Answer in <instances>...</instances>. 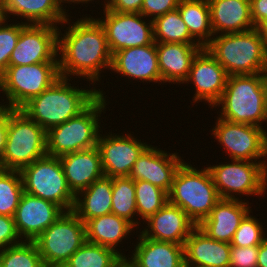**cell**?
Listing matches in <instances>:
<instances>
[{
    "mask_svg": "<svg viewBox=\"0 0 267 267\" xmlns=\"http://www.w3.org/2000/svg\"><path fill=\"white\" fill-rule=\"evenodd\" d=\"M69 16L62 23L63 27L69 23L63 34L62 25L58 27L60 76L68 79L78 76L95 85L104 77L103 70H110L112 62L104 28L91 15H82L76 22H70L73 16L70 19Z\"/></svg>",
    "mask_w": 267,
    "mask_h": 267,
    "instance_id": "1",
    "label": "cell"
},
{
    "mask_svg": "<svg viewBox=\"0 0 267 267\" xmlns=\"http://www.w3.org/2000/svg\"><path fill=\"white\" fill-rule=\"evenodd\" d=\"M112 178L103 176L75 196L72 211L84 222L112 213Z\"/></svg>",
    "mask_w": 267,
    "mask_h": 267,
    "instance_id": "29",
    "label": "cell"
},
{
    "mask_svg": "<svg viewBox=\"0 0 267 267\" xmlns=\"http://www.w3.org/2000/svg\"><path fill=\"white\" fill-rule=\"evenodd\" d=\"M112 213L129 221L136 229L141 225L138 220L135 199V181L130 177L112 178ZM136 218V219H135ZM140 223V224H139Z\"/></svg>",
    "mask_w": 267,
    "mask_h": 267,
    "instance_id": "31",
    "label": "cell"
},
{
    "mask_svg": "<svg viewBox=\"0 0 267 267\" xmlns=\"http://www.w3.org/2000/svg\"><path fill=\"white\" fill-rule=\"evenodd\" d=\"M156 43L158 67L164 83L183 84L194 57L203 48L200 44Z\"/></svg>",
    "mask_w": 267,
    "mask_h": 267,
    "instance_id": "24",
    "label": "cell"
},
{
    "mask_svg": "<svg viewBox=\"0 0 267 267\" xmlns=\"http://www.w3.org/2000/svg\"><path fill=\"white\" fill-rule=\"evenodd\" d=\"M182 158L177 152L169 153L150 144L134 163L129 177L150 182L169 193L174 175L184 162Z\"/></svg>",
    "mask_w": 267,
    "mask_h": 267,
    "instance_id": "17",
    "label": "cell"
},
{
    "mask_svg": "<svg viewBox=\"0 0 267 267\" xmlns=\"http://www.w3.org/2000/svg\"><path fill=\"white\" fill-rule=\"evenodd\" d=\"M64 212L55 203L23 192L14 215L22 240L33 241Z\"/></svg>",
    "mask_w": 267,
    "mask_h": 267,
    "instance_id": "18",
    "label": "cell"
},
{
    "mask_svg": "<svg viewBox=\"0 0 267 267\" xmlns=\"http://www.w3.org/2000/svg\"><path fill=\"white\" fill-rule=\"evenodd\" d=\"M33 241L45 267H63L85 243V223L72 210L64 211Z\"/></svg>",
    "mask_w": 267,
    "mask_h": 267,
    "instance_id": "11",
    "label": "cell"
},
{
    "mask_svg": "<svg viewBox=\"0 0 267 267\" xmlns=\"http://www.w3.org/2000/svg\"><path fill=\"white\" fill-rule=\"evenodd\" d=\"M7 19L4 0H0V26L5 24Z\"/></svg>",
    "mask_w": 267,
    "mask_h": 267,
    "instance_id": "48",
    "label": "cell"
},
{
    "mask_svg": "<svg viewBox=\"0 0 267 267\" xmlns=\"http://www.w3.org/2000/svg\"><path fill=\"white\" fill-rule=\"evenodd\" d=\"M217 107H221V119L266 129L262 126L267 122L265 73L228 76L224 92L213 106Z\"/></svg>",
    "mask_w": 267,
    "mask_h": 267,
    "instance_id": "3",
    "label": "cell"
},
{
    "mask_svg": "<svg viewBox=\"0 0 267 267\" xmlns=\"http://www.w3.org/2000/svg\"><path fill=\"white\" fill-rule=\"evenodd\" d=\"M111 72L122 74L128 80L162 84L158 67L156 43L140 47H130L112 54Z\"/></svg>",
    "mask_w": 267,
    "mask_h": 267,
    "instance_id": "19",
    "label": "cell"
},
{
    "mask_svg": "<svg viewBox=\"0 0 267 267\" xmlns=\"http://www.w3.org/2000/svg\"><path fill=\"white\" fill-rule=\"evenodd\" d=\"M257 267H267V236L259 245Z\"/></svg>",
    "mask_w": 267,
    "mask_h": 267,
    "instance_id": "45",
    "label": "cell"
},
{
    "mask_svg": "<svg viewBox=\"0 0 267 267\" xmlns=\"http://www.w3.org/2000/svg\"><path fill=\"white\" fill-rule=\"evenodd\" d=\"M180 0H143L140 14L150 20L178 8ZM151 17V18H150Z\"/></svg>",
    "mask_w": 267,
    "mask_h": 267,
    "instance_id": "40",
    "label": "cell"
},
{
    "mask_svg": "<svg viewBox=\"0 0 267 267\" xmlns=\"http://www.w3.org/2000/svg\"><path fill=\"white\" fill-rule=\"evenodd\" d=\"M22 241L16 229L14 217L0 215V251Z\"/></svg>",
    "mask_w": 267,
    "mask_h": 267,
    "instance_id": "41",
    "label": "cell"
},
{
    "mask_svg": "<svg viewBox=\"0 0 267 267\" xmlns=\"http://www.w3.org/2000/svg\"><path fill=\"white\" fill-rule=\"evenodd\" d=\"M8 20L11 16L24 20L25 24L58 26L69 15L63 12L57 0H4ZM21 17V18H20Z\"/></svg>",
    "mask_w": 267,
    "mask_h": 267,
    "instance_id": "28",
    "label": "cell"
},
{
    "mask_svg": "<svg viewBox=\"0 0 267 267\" xmlns=\"http://www.w3.org/2000/svg\"><path fill=\"white\" fill-rule=\"evenodd\" d=\"M227 77L224 68L206 47H203L194 57L188 77L183 82L185 85H194L192 105L204 102L212 109L224 92Z\"/></svg>",
    "mask_w": 267,
    "mask_h": 267,
    "instance_id": "16",
    "label": "cell"
},
{
    "mask_svg": "<svg viewBox=\"0 0 267 267\" xmlns=\"http://www.w3.org/2000/svg\"><path fill=\"white\" fill-rule=\"evenodd\" d=\"M178 10L190 35L206 47L214 36L211 27L210 7L207 0H180Z\"/></svg>",
    "mask_w": 267,
    "mask_h": 267,
    "instance_id": "30",
    "label": "cell"
},
{
    "mask_svg": "<svg viewBox=\"0 0 267 267\" xmlns=\"http://www.w3.org/2000/svg\"><path fill=\"white\" fill-rule=\"evenodd\" d=\"M152 22L154 42L199 44L190 35L178 8L155 18Z\"/></svg>",
    "mask_w": 267,
    "mask_h": 267,
    "instance_id": "32",
    "label": "cell"
},
{
    "mask_svg": "<svg viewBox=\"0 0 267 267\" xmlns=\"http://www.w3.org/2000/svg\"><path fill=\"white\" fill-rule=\"evenodd\" d=\"M211 135L230 160L267 162V130L256 125L234 123L217 116ZM262 158V159H261Z\"/></svg>",
    "mask_w": 267,
    "mask_h": 267,
    "instance_id": "12",
    "label": "cell"
},
{
    "mask_svg": "<svg viewBox=\"0 0 267 267\" xmlns=\"http://www.w3.org/2000/svg\"><path fill=\"white\" fill-rule=\"evenodd\" d=\"M259 245L231 246L229 267H257Z\"/></svg>",
    "mask_w": 267,
    "mask_h": 267,
    "instance_id": "39",
    "label": "cell"
},
{
    "mask_svg": "<svg viewBox=\"0 0 267 267\" xmlns=\"http://www.w3.org/2000/svg\"><path fill=\"white\" fill-rule=\"evenodd\" d=\"M206 49L228 76L267 72V47L255 28L213 36Z\"/></svg>",
    "mask_w": 267,
    "mask_h": 267,
    "instance_id": "4",
    "label": "cell"
},
{
    "mask_svg": "<svg viewBox=\"0 0 267 267\" xmlns=\"http://www.w3.org/2000/svg\"><path fill=\"white\" fill-rule=\"evenodd\" d=\"M24 192L51 201L71 211L75 195L71 192L59 157L45 156L20 170Z\"/></svg>",
    "mask_w": 267,
    "mask_h": 267,
    "instance_id": "10",
    "label": "cell"
},
{
    "mask_svg": "<svg viewBox=\"0 0 267 267\" xmlns=\"http://www.w3.org/2000/svg\"><path fill=\"white\" fill-rule=\"evenodd\" d=\"M137 241L134 250L130 251L132 255L128 254L126 258L134 267H184V245L155 241L140 233Z\"/></svg>",
    "mask_w": 267,
    "mask_h": 267,
    "instance_id": "23",
    "label": "cell"
},
{
    "mask_svg": "<svg viewBox=\"0 0 267 267\" xmlns=\"http://www.w3.org/2000/svg\"><path fill=\"white\" fill-rule=\"evenodd\" d=\"M23 192L20 171L0 169V215L14 217Z\"/></svg>",
    "mask_w": 267,
    "mask_h": 267,
    "instance_id": "35",
    "label": "cell"
},
{
    "mask_svg": "<svg viewBox=\"0 0 267 267\" xmlns=\"http://www.w3.org/2000/svg\"><path fill=\"white\" fill-rule=\"evenodd\" d=\"M214 36L254 29L250 0H207Z\"/></svg>",
    "mask_w": 267,
    "mask_h": 267,
    "instance_id": "26",
    "label": "cell"
},
{
    "mask_svg": "<svg viewBox=\"0 0 267 267\" xmlns=\"http://www.w3.org/2000/svg\"><path fill=\"white\" fill-rule=\"evenodd\" d=\"M220 163L207 165L220 198L242 200L241 195L262 197L266 194L267 162L231 159V162Z\"/></svg>",
    "mask_w": 267,
    "mask_h": 267,
    "instance_id": "9",
    "label": "cell"
},
{
    "mask_svg": "<svg viewBox=\"0 0 267 267\" xmlns=\"http://www.w3.org/2000/svg\"><path fill=\"white\" fill-rule=\"evenodd\" d=\"M135 230L137 233V229L129 221L113 213L95 217L85 223L87 242L111 248L123 259H126L127 255L121 253L122 250L118 246L128 236L130 238L131 233Z\"/></svg>",
    "mask_w": 267,
    "mask_h": 267,
    "instance_id": "27",
    "label": "cell"
},
{
    "mask_svg": "<svg viewBox=\"0 0 267 267\" xmlns=\"http://www.w3.org/2000/svg\"><path fill=\"white\" fill-rule=\"evenodd\" d=\"M104 3V4H102ZM104 9L123 13H140L143 0H105Z\"/></svg>",
    "mask_w": 267,
    "mask_h": 267,
    "instance_id": "42",
    "label": "cell"
},
{
    "mask_svg": "<svg viewBox=\"0 0 267 267\" xmlns=\"http://www.w3.org/2000/svg\"><path fill=\"white\" fill-rule=\"evenodd\" d=\"M0 267H45L34 241H25L0 251Z\"/></svg>",
    "mask_w": 267,
    "mask_h": 267,
    "instance_id": "36",
    "label": "cell"
},
{
    "mask_svg": "<svg viewBox=\"0 0 267 267\" xmlns=\"http://www.w3.org/2000/svg\"><path fill=\"white\" fill-rule=\"evenodd\" d=\"M47 132L20 109L8 108V127L0 169L18 170L47 154Z\"/></svg>",
    "mask_w": 267,
    "mask_h": 267,
    "instance_id": "7",
    "label": "cell"
},
{
    "mask_svg": "<svg viewBox=\"0 0 267 267\" xmlns=\"http://www.w3.org/2000/svg\"><path fill=\"white\" fill-rule=\"evenodd\" d=\"M5 23L0 26V75L9 66V60L14 51L20 32L26 25L24 22Z\"/></svg>",
    "mask_w": 267,
    "mask_h": 267,
    "instance_id": "38",
    "label": "cell"
},
{
    "mask_svg": "<svg viewBox=\"0 0 267 267\" xmlns=\"http://www.w3.org/2000/svg\"><path fill=\"white\" fill-rule=\"evenodd\" d=\"M68 78L60 77L40 95L31 98L20 110L46 132L70 118L78 116L98 96V89L73 86ZM72 85V86H71Z\"/></svg>",
    "mask_w": 267,
    "mask_h": 267,
    "instance_id": "2",
    "label": "cell"
},
{
    "mask_svg": "<svg viewBox=\"0 0 267 267\" xmlns=\"http://www.w3.org/2000/svg\"><path fill=\"white\" fill-rule=\"evenodd\" d=\"M60 77L59 63L8 66L0 75V91L6 97L2 102L7 101L0 102V107L20 109Z\"/></svg>",
    "mask_w": 267,
    "mask_h": 267,
    "instance_id": "8",
    "label": "cell"
},
{
    "mask_svg": "<svg viewBox=\"0 0 267 267\" xmlns=\"http://www.w3.org/2000/svg\"><path fill=\"white\" fill-rule=\"evenodd\" d=\"M251 19L256 27L267 18V0H250Z\"/></svg>",
    "mask_w": 267,
    "mask_h": 267,
    "instance_id": "43",
    "label": "cell"
},
{
    "mask_svg": "<svg viewBox=\"0 0 267 267\" xmlns=\"http://www.w3.org/2000/svg\"><path fill=\"white\" fill-rule=\"evenodd\" d=\"M255 29L259 32V35L261 36L262 40L264 41L266 47H267V18L262 20Z\"/></svg>",
    "mask_w": 267,
    "mask_h": 267,
    "instance_id": "46",
    "label": "cell"
},
{
    "mask_svg": "<svg viewBox=\"0 0 267 267\" xmlns=\"http://www.w3.org/2000/svg\"><path fill=\"white\" fill-rule=\"evenodd\" d=\"M92 1L94 2V0H57V2H58V4H59V6H60V8L63 10V12H65L66 14L68 13V12H66V11H69V10H66V7L67 6H65L64 7V4L66 3H68V4H80V3H82L81 5H83V4H88V2L90 3H92ZM96 1V0H95ZM99 1V0H98ZM65 8V9H64Z\"/></svg>",
    "mask_w": 267,
    "mask_h": 267,
    "instance_id": "47",
    "label": "cell"
},
{
    "mask_svg": "<svg viewBox=\"0 0 267 267\" xmlns=\"http://www.w3.org/2000/svg\"><path fill=\"white\" fill-rule=\"evenodd\" d=\"M144 222L147 228L143 227L139 231L143 237L181 245L185 244L191 231L197 226L180 207L170 202Z\"/></svg>",
    "mask_w": 267,
    "mask_h": 267,
    "instance_id": "20",
    "label": "cell"
},
{
    "mask_svg": "<svg viewBox=\"0 0 267 267\" xmlns=\"http://www.w3.org/2000/svg\"><path fill=\"white\" fill-rule=\"evenodd\" d=\"M194 166L184 161L177 169L168 202L180 207L198 226L221 198L209 169Z\"/></svg>",
    "mask_w": 267,
    "mask_h": 267,
    "instance_id": "5",
    "label": "cell"
},
{
    "mask_svg": "<svg viewBox=\"0 0 267 267\" xmlns=\"http://www.w3.org/2000/svg\"><path fill=\"white\" fill-rule=\"evenodd\" d=\"M250 213H252V211L243 218L238 229L234 233L230 243L231 246L251 247L260 245L267 236V230H263L267 228H263V223L261 224L259 219L252 216Z\"/></svg>",
    "mask_w": 267,
    "mask_h": 267,
    "instance_id": "37",
    "label": "cell"
},
{
    "mask_svg": "<svg viewBox=\"0 0 267 267\" xmlns=\"http://www.w3.org/2000/svg\"><path fill=\"white\" fill-rule=\"evenodd\" d=\"M137 215L146 221L168 202V193L150 182L135 181Z\"/></svg>",
    "mask_w": 267,
    "mask_h": 267,
    "instance_id": "34",
    "label": "cell"
},
{
    "mask_svg": "<svg viewBox=\"0 0 267 267\" xmlns=\"http://www.w3.org/2000/svg\"><path fill=\"white\" fill-rule=\"evenodd\" d=\"M59 160L68 186L75 196L104 176L97 147L64 154Z\"/></svg>",
    "mask_w": 267,
    "mask_h": 267,
    "instance_id": "22",
    "label": "cell"
},
{
    "mask_svg": "<svg viewBox=\"0 0 267 267\" xmlns=\"http://www.w3.org/2000/svg\"><path fill=\"white\" fill-rule=\"evenodd\" d=\"M230 243L213 240L196 226L184 244L185 264L229 267Z\"/></svg>",
    "mask_w": 267,
    "mask_h": 267,
    "instance_id": "25",
    "label": "cell"
},
{
    "mask_svg": "<svg viewBox=\"0 0 267 267\" xmlns=\"http://www.w3.org/2000/svg\"><path fill=\"white\" fill-rule=\"evenodd\" d=\"M117 267H134L126 259H123Z\"/></svg>",
    "mask_w": 267,
    "mask_h": 267,
    "instance_id": "49",
    "label": "cell"
},
{
    "mask_svg": "<svg viewBox=\"0 0 267 267\" xmlns=\"http://www.w3.org/2000/svg\"><path fill=\"white\" fill-rule=\"evenodd\" d=\"M184 267H209V266L184 264Z\"/></svg>",
    "mask_w": 267,
    "mask_h": 267,
    "instance_id": "50",
    "label": "cell"
},
{
    "mask_svg": "<svg viewBox=\"0 0 267 267\" xmlns=\"http://www.w3.org/2000/svg\"><path fill=\"white\" fill-rule=\"evenodd\" d=\"M103 15L104 17L101 15V18L96 19L104 28L111 54L154 42L153 22L142 14L115 12L103 8Z\"/></svg>",
    "mask_w": 267,
    "mask_h": 267,
    "instance_id": "13",
    "label": "cell"
},
{
    "mask_svg": "<svg viewBox=\"0 0 267 267\" xmlns=\"http://www.w3.org/2000/svg\"><path fill=\"white\" fill-rule=\"evenodd\" d=\"M250 208L247 199L221 198L198 227L213 240L231 243L241 221L251 212Z\"/></svg>",
    "mask_w": 267,
    "mask_h": 267,
    "instance_id": "21",
    "label": "cell"
},
{
    "mask_svg": "<svg viewBox=\"0 0 267 267\" xmlns=\"http://www.w3.org/2000/svg\"><path fill=\"white\" fill-rule=\"evenodd\" d=\"M265 84H266V88H267V72L265 73Z\"/></svg>",
    "mask_w": 267,
    "mask_h": 267,
    "instance_id": "51",
    "label": "cell"
},
{
    "mask_svg": "<svg viewBox=\"0 0 267 267\" xmlns=\"http://www.w3.org/2000/svg\"><path fill=\"white\" fill-rule=\"evenodd\" d=\"M98 94L99 96L78 116L47 131L48 155L60 157L97 146L98 137L102 131L100 117L102 112L106 113L104 111L108 104L105 91L98 88Z\"/></svg>",
    "mask_w": 267,
    "mask_h": 267,
    "instance_id": "6",
    "label": "cell"
},
{
    "mask_svg": "<svg viewBox=\"0 0 267 267\" xmlns=\"http://www.w3.org/2000/svg\"><path fill=\"white\" fill-rule=\"evenodd\" d=\"M122 260L113 249L85 241L63 267H117Z\"/></svg>",
    "mask_w": 267,
    "mask_h": 267,
    "instance_id": "33",
    "label": "cell"
},
{
    "mask_svg": "<svg viewBox=\"0 0 267 267\" xmlns=\"http://www.w3.org/2000/svg\"><path fill=\"white\" fill-rule=\"evenodd\" d=\"M99 134L97 148L105 176L129 177L130 171L141 153L150 145L133 134Z\"/></svg>",
    "mask_w": 267,
    "mask_h": 267,
    "instance_id": "15",
    "label": "cell"
},
{
    "mask_svg": "<svg viewBox=\"0 0 267 267\" xmlns=\"http://www.w3.org/2000/svg\"><path fill=\"white\" fill-rule=\"evenodd\" d=\"M59 63L58 26L26 24L11 54L9 66Z\"/></svg>",
    "mask_w": 267,
    "mask_h": 267,
    "instance_id": "14",
    "label": "cell"
},
{
    "mask_svg": "<svg viewBox=\"0 0 267 267\" xmlns=\"http://www.w3.org/2000/svg\"><path fill=\"white\" fill-rule=\"evenodd\" d=\"M8 127V108L0 107V165L5 149Z\"/></svg>",
    "mask_w": 267,
    "mask_h": 267,
    "instance_id": "44",
    "label": "cell"
}]
</instances>
